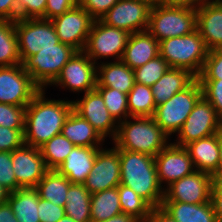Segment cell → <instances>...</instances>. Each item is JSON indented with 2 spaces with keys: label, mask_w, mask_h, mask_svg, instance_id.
I'll list each match as a JSON object with an SVG mask.
<instances>
[{
  "label": "cell",
  "mask_w": 222,
  "mask_h": 222,
  "mask_svg": "<svg viewBox=\"0 0 222 222\" xmlns=\"http://www.w3.org/2000/svg\"><path fill=\"white\" fill-rule=\"evenodd\" d=\"M40 89L26 106L24 144L40 148L53 136L60 134L64 122L73 110V102L47 100Z\"/></svg>",
  "instance_id": "obj_1"
},
{
  "label": "cell",
  "mask_w": 222,
  "mask_h": 222,
  "mask_svg": "<svg viewBox=\"0 0 222 222\" xmlns=\"http://www.w3.org/2000/svg\"><path fill=\"white\" fill-rule=\"evenodd\" d=\"M120 184L135 191L152 208L161 207L164 188L157 176L155 157L119 149Z\"/></svg>",
  "instance_id": "obj_2"
},
{
  "label": "cell",
  "mask_w": 222,
  "mask_h": 222,
  "mask_svg": "<svg viewBox=\"0 0 222 222\" xmlns=\"http://www.w3.org/2000/svg\"><path fill=\"white\" fill-rule=\"evenodd\" d=\"M134 122L126 118L118 123L113 141L116 148L139 152L155 157L167 145L168 135L153 117L134 116Z\"/></svg>",
  "instance_id": "obj_3"
},
{
  "label": "cell",
  "mask_w": 222,
  "mask_h": 222,
  "mask_svg": "<svg viewBox=\"0 0 222 222\" xmlns=\"http://www.w3.org/2000/svg\"><path fill=\"white\" fill-rule=\"evenodd\" d=\"M159 52L170 68L188 70L198 77L209 50L196 29L187 35L160 41Z\"/></svg>",
  "instance_id": "obj_4"
},
{
  "label": "cell",
  "mask_w": 222,
  "mask_h": 222,
  "mask_svg": "<svg viewBox=\"0 0 222 222\" xmlns=\"http://www.w3.org/2000/svg\"><path fill=\"white\" fill-rule=\"evenodd\" d=\"M196 30V10L186 7L152 5L147 31L159 42Z\"/></svg>",
  "instance_id": "obj_5"
},
{
  "label": "cell",
  "mask_w": 222,
  "mask_h": 222,
  "mask_svg": "<svg viewBox=\"0 0 222 222\" xmlns=\"http://www.w3.org/2000/svg\"><path fill=\"white\" fill-rule=\"evenodd\" d=\"M75 52L74 48L62 42L42 46L39 52L23 63V67L32 81L43 89L47 85H52Z\"/></svg>",
  "instance_id": "obj_6"
},
{
  "label": "cell",
  "mask_w": 222,
  "mask_h": 222,
  "mask_svg": "<svg viewBox=\"0 0 222 222\" xmlns=\"http://www.w3.org/2000/svg\"><path fill=\"white\" fill-rule=\"evenodd\" d=\"M202 97V87L196 79L189 87L174 94L165 103L156 106L153 118L159 127L170 136L178 132L195 104Z\"/></svg>",
  "instance_id": "obj_7"
},
{
  "label": "cell",
  "mask_w": 222,
  "mask_h": 222,
  "mask_svg": "<svg viewBox=\"0 0 222 222\" xmlns=\"http://www.w3.org/2000/svg\"><path fill=\"white\" fill-rule=\"evenodd\" d=\"M15 29L18 37V52L22 64L39 52L42 46L56 45L59 38L51 20L17 19Z\"/></svg>",
  "instance_id": "obj_8"
},
{
  "label": "cell",
  "mask_w": 222,
  "mask_h": 222,
  "mask_svg": "<svg viewBox=\"0 0 222 222\" xmlns=\"http://www.w3.org/2000/svg\"><path fill=\"white\" fill-rule=\"evenodd\" d=\"M130 33L111 27L101 20H95L89 32L84 52L97 64L96 60L106 57H115L121 60L127 45Z\"/></svg>",
  "instance_id": "obj_9"
},
{
  "label": "cell",
  "mask_w": 222,
  "mask_h": 222,
  "mask_svg": "<svg viewBox=\"0 0 222 222\" xmlns=\"http://www.w3.org/2000/svg\"><path fill=\"white\" fill-rule=\"evenodd\" d=\"M221 128L222 120L211 103L202 96L177 132L178 141L174 144L185 147L190 142L218 133Z\"/></svg>",
  "instance_id": "obj_10"
},
{
  "label": "cell",
  "mask_w": 222,
  "mask_h": 222,
  "mask_svg": "<svg viewBox=\"0 0 222 222\" xmlns=\"http://www.w3.org/2000/svg\"><path fill=\"white\" fill-rule=\"evenodd\" d=\"M40 88L23 64L0 67V102L26 107Z\"/></svg>",
  "instance_id": "obj_11"
},
{
  "label": "cell",
  "mask_w": 222,
  "mask_h": 222,
  "mask_svg": "<svg viewBox=\"0 0 222 222\" xmlns=\"http://www.w3.org/2000/svg\"><path fill=\"white\" fill-rule=\"evenodd\" d=\"M94 21L79 4L51 20L59 41L76 51H84Z\"/></svg>",
  "instance_id": "obj_12"
},
{
  "label": "cell",
  "mask_w": 222,
  "mask_h": 222,
  "mask_svg": "<svg viewBox=\"0 0 222 222\" xmlns=\"http://www.w3.org/2000/svg\"><path fill=\"white\" fill-rule=\"evenodd\" d=\"M151 7L145 0H119L101 21L130 34L147 31Z\"/></svg>",
  "instance_id": "obj_13"
},
{
  "label": "cell",
  "mask_w": 222,
  "mask_h": 222,
  "mask_svg": "<svg viewBox=\"0 0 222 222\" xmlns=\"http://www.w3.org/2000/svg\"><path fill=\"white\" fill-rule=\"evenodd\" d=\"M52 84L73 92L93 91L97 85V66L84 51H76Z\"/></svg>",
  "instance_id": "obj_14"
},
{
  "label": "cell",
  "mask_w": 222,
  "mask_h": 222,
  "mask_svg": "<svg viewBox=\"0 0 222 222\" xmlns=\"http://www.w3.org/2000/svg\"><path fill=\"white\" fill-rule=\"evenodd\" d=\"M120 178L119 148H102L97 152L91 172L83 184L91 194H94L117 187Z\"/></svg>",
  "instance_id": "obj_15"
},
{
  "label": "cell",
  "mask_w": 222,
  "mask_h": 222,
  "mask_svg": "<svg viewBox=\"0 0 222 222\" xmlns=\"http://www.w3.org/2000/svg\"><path fill=\"white\" fill-rule=\"evenodd\" d=\"M214 177L208 173L195 171L173 182L164 189L163 201L204 204L210 202L211 187Z\"/></svg>",
  "instance_id": "obj_16"
},
{
  "label": "cell",
  "mask_w": 222,
  "mask_h": 222,
  "mask_svg": "<svg viewBox=\"0 0 222 222\" xmlns=\"http://www.w3.org/2000/svg\"><path fill=\"white\" fill-rule=\"evenodd\" d=\"M155 164L160 185L166 182L167 187L196 171L188 150L174 143H169L155 156Z\"/></svg>",
  "instance_id": "obj_17"
},
{
  "label": "cell",
  "mask_w": 222,
  "mask_h": 222,
  "mask_svg": "<svg viewBox=\"0 0 222 222\" xmlns=\"http://www.w3.org/2000/svg\"><path fill=\"white\" fill-rule=\"evenodd\" d=\"M13 172L21 188H35L49 171L40 148L23 144L11 152Z\"/></svg>",
  "instance_id": "obj_18"
},
{
  "label": "cell",
  "mask_w": 222,
  "mask_h": 222,
  "mask_svg": "<svg viewBox=\"0 0 222 222\" xmlns=\"http://www.w3.org/2000/svg\"><path fill=\"white\" fill-rule=\"evenodd\" d=\"M72 102L73 110L86 119L103 139L110 135L114 140L118 129L117 121L109 113L103 97L96 89L86 92L83 99Z\"/></svg>",
  "instance_id": "obj_19"
},
{
  "label": "cell",
  "mask_w": 222,
  "mask_h": 222,
  "mask_svg": "<svg viewBox=\"0 0 222 222\" xmlns=\"http://www.w3.org/2000/svg\"><path fill=\"white\" fill-rule=\"evenodd\" d=\"M196 29L209 51L222 48V0L205 2L196 10Z\"/></svg>",
  "instance_id": "obj_20"
},
{
  "label": "cell",
  "mask_w": 222,
  "mask_h": 222,
  "mask_svg": "<svg viewBox=\"0 0 222 222\" xmlns=\"http://www.w3.org/2000/svg\"><path fill=\"white\" fill-rule=\"evenodd\" d=\"M102 147L74 146L56 171L71 183L83 184L91 172L97 152Z\"/></svg>",
  "instance_id": "obj_21"
},
{
  "label": "cell",
  "mask_w": 222,
  "mask_h": 222,
  "mask_svg": "<svg viewBox=\"0 0 222 222\" xmlns=\"http://www.w3.org/2000/svg\"><path fill=\"white\" fill-rule=\"evenodd\" d=\"M158 55L159 41L148 31H143L130 34L121 60L134 70Z\"/></svg>",
  "instance_id": "obj_22"
},
{
  "label": "cell",
  "mask_w": 222,
  "mask_h": 222,
  "mask_svg": "<svg viewBox=\"0 0 222 222\" xmlns=\"http://www.w3.org/2000/svg\"><path fill=\"white\" fill-rule=\"evenodd\" d=\"M193 161L196 171H201L212 175H218L220 162L218 133L190 142L185 146Z\"/></svg>",
  "instance_id": "obj_23"
},
{
  "label": "cell",
  "mask_w": 222,
  "mask_h": 222,
  "mask_svg": "<svg viewBox=\"0 0 222 222\" xmlns=\"http://www.w3.org/2000/svg\"><path fill=\"white\" fill-rule=\"evenodd\" d=\"M96 87H109L128 94L135 84L134 70L122 60L102 63L97 67Z\"/></svg>",
  "instance_id": "obj_24"
},
{
  "label": "cell",
  "mask_w": 222,
  "mask_h": 222,
  "mask_svg": "<svg viewBox=\"0 0 222 222\" xmlns=\"http://www.w3.org/2000/svg\"><path fill=\"white\" fill-rule=\"evenodd\" d=\"M197 77L188 70L169 68L163 76L151 86L156 106L165 103L174 94L189 87Z\"/></svg>",
  "instance_id": "obj_25"
},
{
  "label": "cell",
  "mask_w": 222,
  "mask_h": 222,
  "mask_svg": "<svg viewBox=\"0 0 222 222\" xmlns=\"http://www.w3.org/2000/svg\"><path fill=\"white\" fill-rule=\"evenodd\" d=\"M61 134L75 146L99 147L105 141L95 128L74 110L70 112L62 127Z\"/></svg>",
  "instance_id": "obj_26"
},
{
  "label": "cell",
  "mask_w": 222,
  "mask_h": 222,
  "mask_svg": "<svg viewBox=\"0 0 222 222\" xmlns=\"http://www.w3.org/2000/svg\"><path fill=\"white\" fill-rule=\"evenodd\" d=\"M161 208L177 222H218L211 201L204 204L163 201Z\"/></svg>",
  "instance_id": "obj_27"
},
{
  "label": "cell",
  "mask_w": 222,
  "mask_h": 222,
  "mask_svg": "<svg viewBox=\"0 0 222 222\" xmlns=\"http://www.w3.org/2000/svg\"><path fill=\"white\" fill-rule=\"evenodd\" d=\"M39 194L35 188H20L10 192L7 202L18 222H40Z\"/></svg>",
  "instance_id": "obj_28"
},
{
  "label": "cell",
  "mask_w": 222,
  "mask_h": 222,
  "mask_svg": "<svg viewBox=\"0 0 222 222\" xmlns=\"http://www.w3.org/2000/svg\"><path fill=\"white\" fill-rule=\"evenodd\" d=\"M91 195L84 184L71 183L66 194L65 214L76 222H91Z\"/></svg>",
  "instance_id": "obj_29"
},
{
  "label": "cell",
  "mask_w": 222,
  "mask_h": 222,
  "mask_svg": "<svg viewBox=\"0 0 222 222\" xmlns=\"http://www.w3.org/2000/svg\"><path fill=\"white\" fill-rule=\"evenodd\" d=\"M71 182L56 170H49L38 182L35 189L39 197L49 200L57 206L65 207L66 194Z\"/></svg>",
  "instance_id": "obj_30"
},
{
  "label": "cell",
  "mask_w": 222,
  "mask_h": 222,
  "mask_svg": "<svg viewBox=\"0 0 222 222\" xmlns=\"http://www.w3.org/2000/svg\"><path fill=\"white\" fill-rule=\"evenodd\" d=\"M91 221H104L122 213L118 188H111L91 195Z\"/></svg>",
  "instance_id": "obj_31"
},
{
  "label": "cell",
  "mask_w": 222,
  "mask_h": 222,
  "mask_svg": "<svg viewBox=\"0 0 222 222\" xmlns=\"http://www.w3.org/2000/svg\"><path fill=\"white\" fill-rule=\"evenodd\" d=\"M22 64L18 52L15 22L0 20V67Z\"/></svg>",
  "instance_id": "obj_32"
},
{
  "label": "cell",
  "mask_w": 222,
  "mask_h": 222,
  "mask_svg": "<svg viewBox=\"0 0 222 222\" xmlns=\"http://www.w3.org/2000/svg\"><path fill=\"white\" fill-rule=\"evenodd\" d=\"M129 118L134 116L153 117L156 105L152 89L149 86L135 83L127 94Z\"/></svg>",
  "instance_id": "obj_33"
},
{
  "label": "cell",
  "mask_w": 222,
  "mask_h": 222,
  "mask_svg": "<svg viewBox=\"0 0 222 222\" xmlns=\"http://www.w3.org/2000/svg\"><path fill=\"white\" fill-rule=\"evenodd\" d=\"M75 145L61 133L53 136L40 147V151L49 170H56Z\"/></svg>",
  "instance_id": "obj_34"
},
{
  "label": "cell",
  "mask_w": 222,
  "mask_h": 222,
  "mask_svg": "<svg viewBox=\"0 0 222 222\" xmlns=\"http://www.w3.org/2000/svg\"><path fill=\"white\" fill-rule=\"evenodd\" d=\"M122 213L130 214L140 222H145L150 216L152 207L131 188L119 184L117 186Z\"/></svg>",
  "instance_id": "obj_35"
},
{
  "label": "cell",
  "mask_w": 222,
  "mask_h": 222,
  "mask_svg": "<svg viewBox=\"0 0 222 222\" xmlns=\"http://www.w3.org/2000/svg\"><path fill=\"white\" fill-rule=\"evenodd\" d=\"M96 90L103 97L106 108L117 123L122 122V118H129L127 94L109 87H96Z\"/></svg>",
  "instance_id": "obj_36"
},
{
  "label": "cell",
  "mask_w": 222,
  "mask_h": 222,
  "mask_svg": "<svg viewBox=\"0 0 222 222\" xmlns=\"http://www.w3.org/2000/svg\"><path fill=\"white\" fill-rule=\"evenodd\" d=\"M169 68L167 62L158 55L143 66L134 69L135 83L151 87Z\"/></svg>",
  "instance_id": "obj_37"
},
{
  "label": "cell",
  "mask_w": 222,
  "mask_h": 222,
  "mask_svg": "<svg viewBox=\"0 0 222 222\" xmlns=\"http://www.w3.org/2000/svg\"><path fill=\"white\" fill-rule=\"evenodd\" d=\"M26 107L0 102V126L10 129L25 128Z\"/></svg>",
  "instance_id": "obj_38"
},
{
  "label": "cell",
  "mask_w": 222,
  "mask_h": 222,
  "mask_svg": "<svg viewBox=\"0 0 222 222\" xmlns=\"http://www.w3.org/2000/svg\"><path fill=\"white\" fill-rule=\"evenodd\" d=\"M198 80H220L222 79V48L208 52L204 66Z\"/></svg>",
  "instance_id": "obj_39"
},
{
  "label": "cell",
  "mask_w": 222,
  "mask_h": 222,
  "mask_svg": "<svg viewBox=\"0 0 222 222\" xmlns=\"http://www.w3.org/2000/svg\"><path fill=\"white\" fill-rule=\"evenodd\" d=\"M202 87V96L211 103L216 114L222 120V79L199 80Z\"/></svg>",
  "instance_id": "obj_40"
},
{
  "label": "cell",
  "mask_w": 222,
  "mask_h": 222,
  "mask_svg": "<svg viewBox=\"0 0 222 222\" xmlns=\"http://www.w3.org/2000/svg\"><path fill=\"white\" fill-rule=\"evenodd\" d=\"M0 184L10 192L21 188L18 185L15 173L13 172L10 151H0Z\"/></svg>",
  "instance_id": "obj_41"
},
{
  "label": "cell",
  "mask_w": 222,
  "mask_h": 222,
  "mask_svg": "<svg viewBox=\"0 0 222 222\" xmlns=\"http://www.w3.org/2000/svg\"><path fill=\"white\" fill-rule=\"evenodd\" d=\"M18 19H44L46 0H17Z\"/></svg>",
  "instance_id": "obj_42"
},
{
  "label": "cell",
  "mask_w": 222,
  "mask_h": 222,
  "mask_svg": "<svg viewBox=\"0 0 222 222\" xmlns=\"http://www.w3.org/2000/svg\"><path fill=\"white\" fill-rule=\"evenodd\" d=\"M24 144V129H10L0 126V151H10Z\"/></svg>",
  "instance_id": "obj_43"
},
{
  "label": "cell",
  "mask_w": 222,
  "mask_h": 222,
  "mask_svg": "<svg viewBox=\"0 0 222 222\" xmlns=\"http://www.w3.org/2000/svg\"><path fill=\"white\" fill-rule=\"evenodd\" d=\"M65 215V207L57 206L49 200L39 198L38 216L40 222H57Z\"/></svg>",
  "instance_id": "obj_44"
},
{
  "label": "cell",
  "mask_w": 222,
  "mask_h": 222,
  "mask_svg": "<svg viewBox=\"0 0 222 222\" xmlns=\"http://www.w3.org/2000/svg\"><path fill=\"white\" fill-rule=\"evenodd\" d=\"M118 1L119 0H80L79 5L85 9L94 20H101Z\"/></svg>",
  "instance_id": "obj_45"
},
{
  "label": "cell",
  "mask_w": 222,
  "mask_h": 222,
  "mask_svg": "<svg viewBox=\"0 0 222 222\" xmlns=\"http://www.w3.org/2000/svg\"><path fill=\"white\" fill-rule=\"evenodd\" d=\"M80 0H46L44 19L52 20L78 5Z\"/></svg>",
  "instance_id": "obj_46"
},
{
  "label": "cell",
  "mask_w": 222,
  "mask_h": 222,
  "mask_svg": "<svg viewBox=\"0 0 222 222\" xmlns=\"http://www.w3.org/2000/svg\"><path fill=\"white\" fill-rule=\"evenodd\" d=\"M214 212L218 222H222V177H215L211 187V197Z\"/></svg>",
  "instance_id": "obj_47"
},
{
  "label": "cell",
  "mask_w": 222,
  "mask_h": 222,
  "mask_svg": "<svg viewBox=\"0 0 222 222\" xmlns=\"http://www.w3.org/2000/svg\"><path fill=\"white\" fill-rule=\"evenodd\" d=\"M18 19L17 0H0V20Z\"/></svg>",
  "instance_id": "obj_48"
},
{
  "label": "cell",
  "mask_w": 222,
  "mask_h": 222,
  "mask_svg": "<svg viewBox=\"0 0 222 222\" xmlns=\"http://www.w3.org/2000/svg\"><path fill=\"white\" fill-rule=\"evenodd\" d=\"M211 0H162L161 4L166 6H175V7H186L197 10L200 8L205 2Z\"/></svg>",
  "instance_id": "obj_49"
},
{
  "label": "cell",
  "mask_w": 222,
  "mask_h": 222,
  "mask_svg": "<svg viewBox=\"0 0 222 222\" xmlns=\"http://www.w3.org/2000/svg\"><path fill=\"white\" fill-rule=\"evenodd\" d=\"M145 222H177L161 207L152 208L150 216Z\"/></svg>",
  "instance_id": "obj_50"
},
{
  "label": "cell",
  "mask_w": 222,
  "mask_h": 222,
  "mask_svg": "<svg viewBox=\"0 0 222 222\" xmlns=\"http://www.w3.org/2000/svg\"><path fill=\"white\" fill-rule=\"evenodd\" d=\"M0 222H18L8 202L0 204Z\"/></svg>",
  "instance_id": "obj_51"
},
{
  "label": "cell",
  "mask_w": 222,
  "mask_h": 222,
  "mask_svg": "<svg viewBox=\"0 0 222 222\" xmlns=\"http://www.w3.org/2000/svg\"><path fill=\"white\" fill-rule=\"evenodd\" d=\"M91 222H140V221L130 214L121 213L119 215L111 217L108 220L91 221Z\"/></svg>",
  "instance_id": "obj_52"
},
{
  "label": "cell",
  "mask_w": 222,
  "mask_h": 222,
  "mask_svg": "<svg viewBox=\"0 0 222 222\" xmlns=\"http://www.w3.org/2000/svg\"><path fill=\"white\" fill-rule=\"evenodd\" d=\"M218 142L220 162L218 167V175L216 177H222V128L218 131Z\"/></svg>",
  "instance_id": "obj_53"
},
{
  "label": "cell",
  "mask_w": 222,
  "mask_h": 222,
  "mask_svg": "<svg viewBox=\"0 0 222 222\" xmlns=\"http://www.w3.org/2000/svg\"><path fill=\"white\" fill-rule=\"evenodd\" d=\"M10 191L0 184V204L7 202Z\"/></svg>",
  "instance_id": "obj_54"
},
{
  "label": "cell",
  "mask_w": 222,
  "mask_h": 222,
  "mask_svg": "<svg viewBox=\"0 0 222 222\" xmlns=\"http://www.w3.org/2000/svg\"><path fill=\"white\" fill-rule=\"evenodd\" d=\"M57 222H76L74 219H72L70 216L68 215H64L59 221Z\"/></svg>",
  "instance_id": "obj_55"
},
{
  "label": "cell",
  "mask_w": 222,
  "mask_h": 222,
  "mask_svg": "<svg viewBox=\"0 0 222 222\" xmlns=\"http://www.w3.org/2000/svg\"><path fill=\"white\" fill-rule=\"evenodd\" d=\"M149 2L151 5H157L160 4L162 0H145Z\"/></svg>",
  "instance_id": "obj_56"
}]
</instances>
